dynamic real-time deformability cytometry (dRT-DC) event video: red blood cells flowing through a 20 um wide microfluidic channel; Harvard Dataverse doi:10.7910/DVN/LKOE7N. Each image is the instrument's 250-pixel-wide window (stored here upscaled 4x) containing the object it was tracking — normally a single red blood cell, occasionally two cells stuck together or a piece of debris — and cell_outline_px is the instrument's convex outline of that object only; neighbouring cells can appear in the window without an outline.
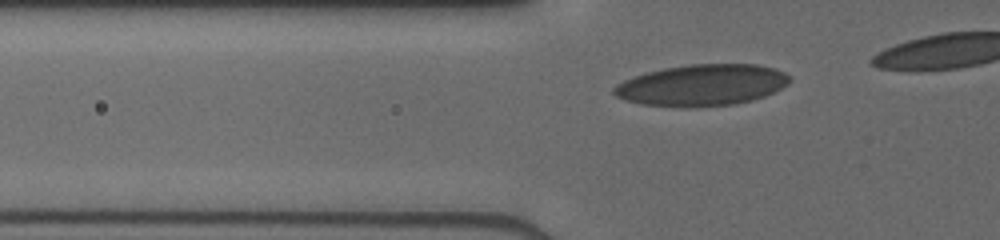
{"species": "human", "species_latin": "Homo sapiens", "temperature_condition": "cold", "stored_images_in_passage": 29, "camera_frame_rate_fps": 3000, "um_per_image_px": 0.085, "donor": {"sex": "male"}, "frame": {"image": 1, "passage_image": 3, "time_ms": 0.667, "image_size_px": [1000, 240], "cell_outline_px": [[792, 80], [788, 84], [764, 96], [752, 100], [732, 104], [688, 108], [640, 104], [624, 100], [616, 96], [612, 92], [612, 88], [616, 84], [632, 76], [664, 68], [692, 64], [756, 64], [772, 68], [784, 72]], "centroid_in_image_um": [59.61, 7.24], "position_along_channel_um": 66.2, "area_um2": 42.43}}
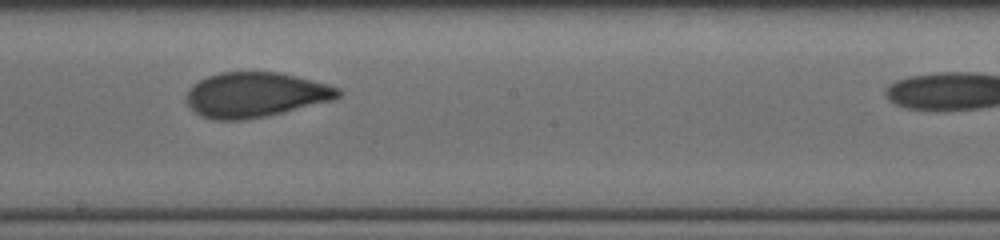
{"frame": {"image": 2, "passage_image": 15, "time_ms": 4.667, "image_size_px": [1000, 240], "cell_outline_px": [[344, 92], [340, 96], [332, 100], [268, 116], [240, 120], [216, 120], [200, 116], [188, 104], [188, 92], [200, 80], [208, 76], [220, 72], [280, 72], [328, 84], [340, 88]], "centroid_in_image_um": [21.76, 8.05], "position_along_channel_um": 226.4, "area_um2": 39.48}}
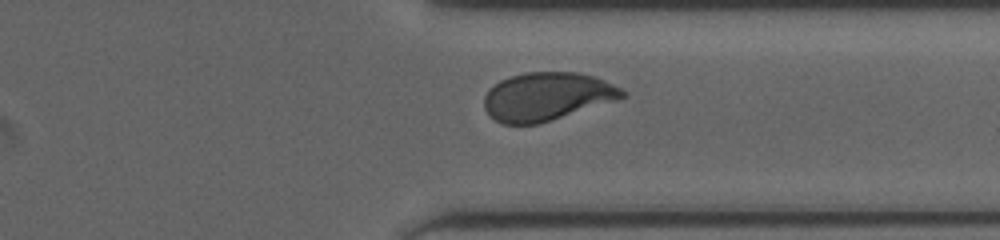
{"frame": {"image": 3, "passage_image": 25, "time_ms": 8.0, "image_size_px": [1000, 240], "cell_outline_px": [[624, 96], [616, 100], [540, 124], [504, 124], [496, 120], [484, 108], [484, 96], [488, 88], [500, 80], [524, 72], [580, 72], [604, 80], [620, 88], [624, 92]], "centroid_in_image_um": [46.45, 8.2], "position_along_channel_um": 364.9, "area_um2": 38.61}}